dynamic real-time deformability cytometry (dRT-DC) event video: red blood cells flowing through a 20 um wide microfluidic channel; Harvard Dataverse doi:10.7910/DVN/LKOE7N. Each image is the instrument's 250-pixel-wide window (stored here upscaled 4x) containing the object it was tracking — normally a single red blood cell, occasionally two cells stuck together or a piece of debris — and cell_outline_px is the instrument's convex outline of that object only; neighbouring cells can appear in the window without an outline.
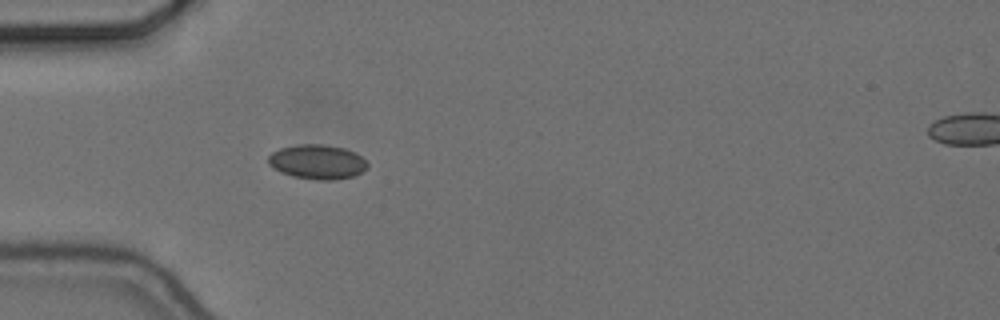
{"species": "common noctule bat (a hibernating species)", "species_latin": "Nyctalus noctula", "temperature_condition": "cold", "stored_images_in_passage": 40, "camera_frame_rate_fps": 3000, "um_per_image_px": 0.085, "animal": {"sex": "female", "body_mass_g": 24.6, "forearm_length_mm": 56.2}, "frame": {"image": 1, "passage_image": 1, "time_ms": 0.0, "image_size_px": [1000, 320], "cell_outline_px": [[368, 168], [352, 176], [332, 180], [316, 180], [292, 176], [280, 172], [272, 168], [268, 164], [268, 156], [272, 152], [280, 148], [296, 144], [320, 144], [344, 148], [360, 156], [368, 164]], "centroid_in_image_um": [26.92, 13.76], "position_along_channel_um": 58.1, "area_um2": 19.88}}
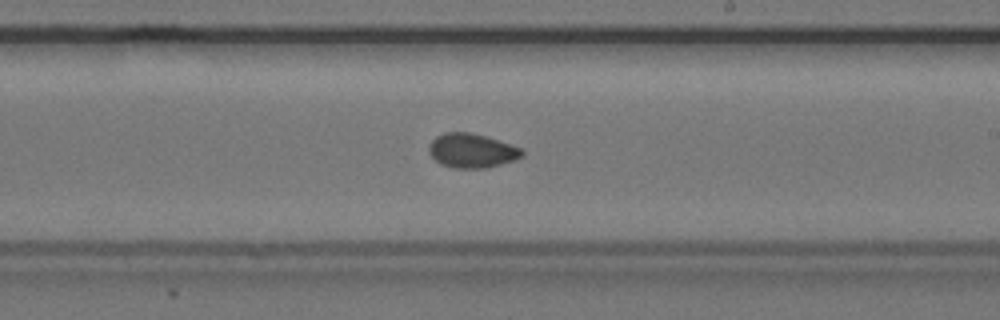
{"frame": {"image": 2, "passage_image": 17, "time_ms": 5.333, "image_size_px": [1000, 320], "cell_outline_px": [[524, 156], [500, 164], [484, 168], [456, 168], [440, 164], [428, 152], [428, 144], [436, 136], [444, 132], [468, 132], [484, 136], [524, 148]], "centroid_in_image_um": [40.09, 12.8], "position_along_channel_um": 248.9, "area_um2": 18.55}}
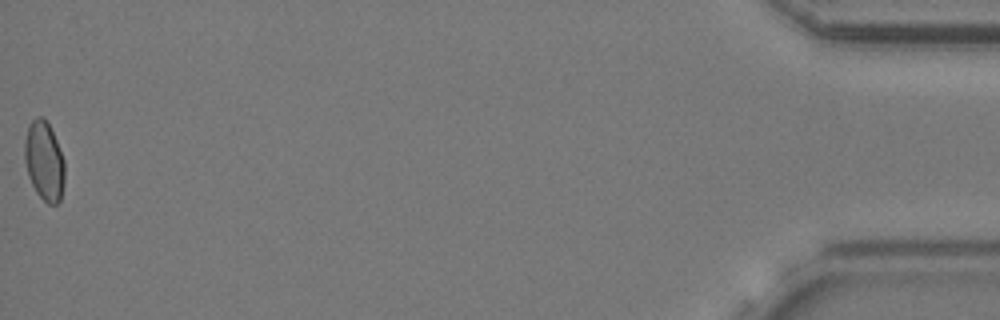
{"frame": {"image": 3, "passage_image": 40, "time_ms": 13.0, "image_size_px": [1000, 320], "cell_outline_px": [[64, 184], [60, 200], [56, 204], [48, 204], [36, 192], [28, 176], [24, 160], [24, 140], [28, 124], [36, 116], [44, 116], [56, 140], [64, 160]], "centroid_in_image_um": [3.74, 13.66], "position_along_channel_um": 431.5, "area_um2": 18.61}, "authors_computed_cell_mechanics": {"area_um2": 18.5249, "velocity_mm_per_s": 3.6754, "shape_relaxation_time_tau1_ms": null, "shape_relaxation_time_tau2_ms": 2.4775, "deformation_change_tau1": null, "deformation_change_tau2": 0.0489}}